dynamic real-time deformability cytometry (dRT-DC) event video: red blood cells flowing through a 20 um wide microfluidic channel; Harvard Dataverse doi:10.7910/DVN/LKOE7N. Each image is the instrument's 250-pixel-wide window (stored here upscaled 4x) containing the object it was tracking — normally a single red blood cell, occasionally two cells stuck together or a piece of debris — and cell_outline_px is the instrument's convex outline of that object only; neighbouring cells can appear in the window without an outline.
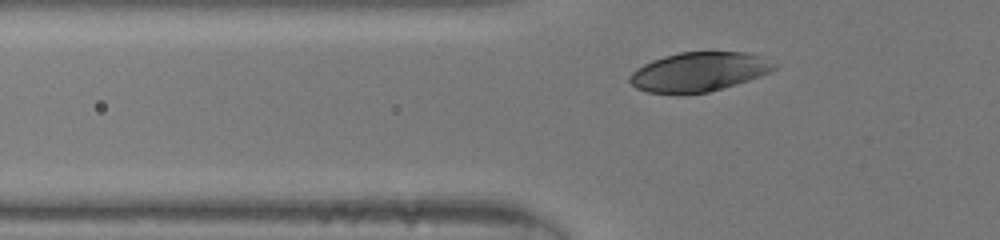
{"species": "human", "species_latin": "Homo sapiens", "temperature_condition": "room temperature", "stored_images_in_passage": 31, "camera_frame_rate_fps": 3000, "um_per_image_px": 0.085, "donor": {"sex": "male"}, "frame": {"image": 1, "passage_image": 4, "time_ms": 1.0, "image_size_px": [1000, 240], "cell_outline_px": [[776, 68], [760, 76], [748, 80], [708, 92], [648, 92], [636, 88], [628, 80], [628, 76], [636, 68], [652, 60], [664, 56], [680, 52], [744, 52], [760, 56], [776, 64]], "centroid_in_image_um": [59.38, 6.08], "position_along_channel_um": 66.4, "area_um2": 32.43}}
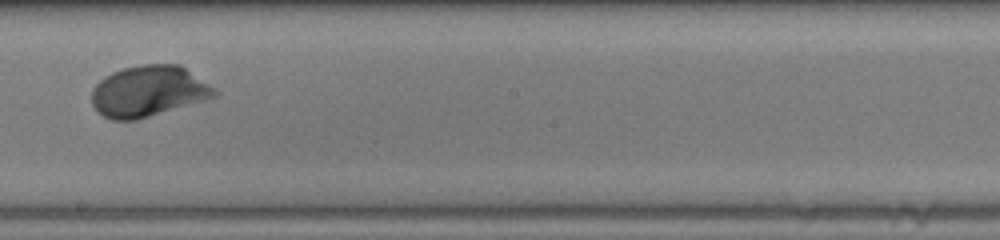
{"frame": {"image": 2, "passage_image": 16, "time_ms": 5.0, "image_size_px": [1000, 240], "cell_outline_px": [[220, 92], [216, 96], [208, 100], [136, 120], [112, 120], [96, 112], [92, 104], [92, 88], [104, 76], [112, 72], [124, 68], [140, 64], [180, 64], [216, 88]], "centroid_in_image_um": [12.65, 7.76], "position_along_channel_um": 235.6, "area_um2": 36.99}}
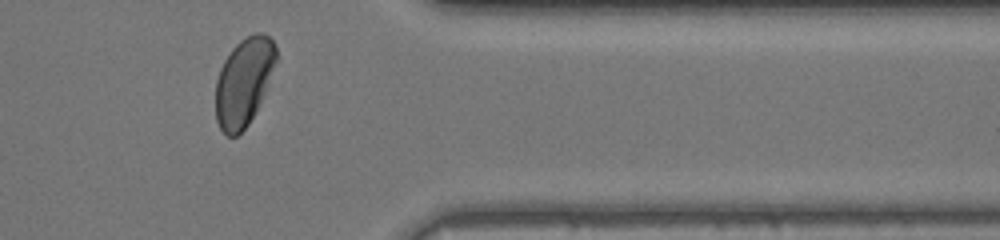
{"frame": {"image": 3, "passage_image": 27, "time_ms": 8.667, "image_size_px": [1000, 240], "cell_outline_px": [[276, 60], [264, 92], [256, 112], [248, 124], [236, 136], [228, 136], [220, 128], [216, 120], [216, 80], [220, 68], [224, 60], [232, 48], [240, 40], [256, 32], [264, 32], [276, 44]], "centroid_in_image_um": [20.71, 6.94], "position_along_channel_um": 390.7, "area_um2": 30.69}}